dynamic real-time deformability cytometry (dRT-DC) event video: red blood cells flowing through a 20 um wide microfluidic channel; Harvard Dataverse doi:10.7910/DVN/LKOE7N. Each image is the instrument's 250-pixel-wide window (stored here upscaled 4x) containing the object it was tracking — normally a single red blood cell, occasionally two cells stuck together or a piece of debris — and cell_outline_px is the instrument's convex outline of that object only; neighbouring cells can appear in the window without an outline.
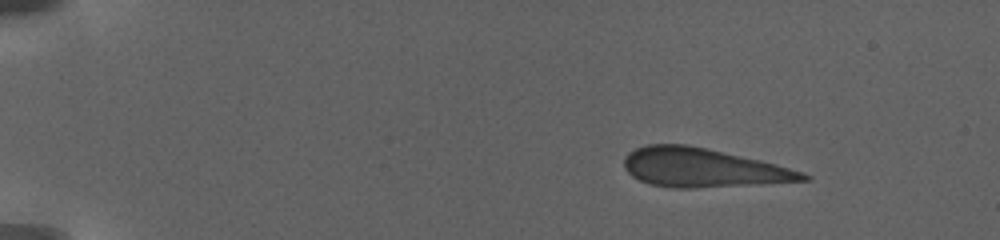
{"species": "human", "species_latin": "Homo sapiens", "temperature_condition": "warm", "stored_images_in_passage": 16, "camera_frame_rate_fps": 3000, "um_per_image_px": 0.085, "donor": {"sex": "female"}, "frame": {"image": 1, "passage_image": 1, "time_ms": 0.0, "image_size_px": [1000, 240], "cell_outline_px": [[812, 176], [808, 180], [760, 184], [696, 188], [668, 188], [648, 184], [632, 176], [624, 168], [624, 156], [628, 152], [636, 148], [648, 144], [684, 144], [704, 148], [756, 160], [788, 168]], "centroid_in_image_um": [59.63, 14.27], "position_along_channel_um": 25.4, "area_um2": 40.0}}